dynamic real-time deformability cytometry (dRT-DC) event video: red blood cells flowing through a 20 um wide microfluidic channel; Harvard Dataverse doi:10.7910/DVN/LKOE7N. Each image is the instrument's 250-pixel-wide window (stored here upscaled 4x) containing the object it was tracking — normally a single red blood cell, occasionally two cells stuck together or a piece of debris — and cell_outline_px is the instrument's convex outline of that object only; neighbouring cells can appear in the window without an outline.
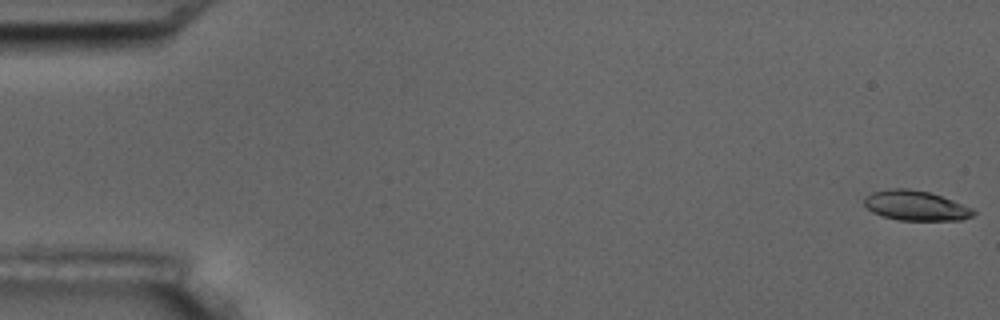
{"species": "common noctule bat (a hibernating species)", "species_latin": "Nyctalus noctula", "temperature_condition": "room temperature", "stored_images_in_passage": 17, "camera_frame_rate_fps": 3000, "um_per_image_px": 0.085, "animal": {"sex": "male", "body_mass_g": 17.5, "forearm_length_mm": 52.3}, "frame": {"image": 1, "passage_image": 1, "time_ms": 0.0, "image_size_px": [1000, 320], "cell_outline_px": [[976, 212], [972, 216], [960, 220], [896, 220], [872, 212], [864, 204], [864, 196], [872, 192], [888, 188], [908, 188], [928, 192], [952, 200], [972, 208]], "centroid_in_image_um": [77.8, 17.47], "position_along_channel_um": 7.2, "area_um2": 18.96}}
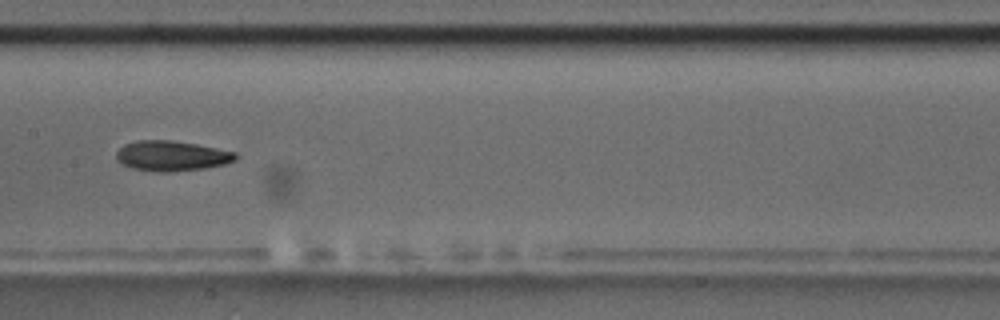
{"frame": {"image": 2, "passage_image": 9, "time_ms": 9.333, "image_size_px": [1000, 320], "cell_outline_px": [[240, 156], [236, 160], [224, 164], [204, 168], [172, 172], [156, 172], [132, 168], [116, 160], [116, 152], [124, 144], [136, 140], [172, 140], [196, 144], [236, 152]], "centroid_in_image_um": [14.6, 13.25], "position_along_channel_um": 192.8, "area_um2": 21.1}}
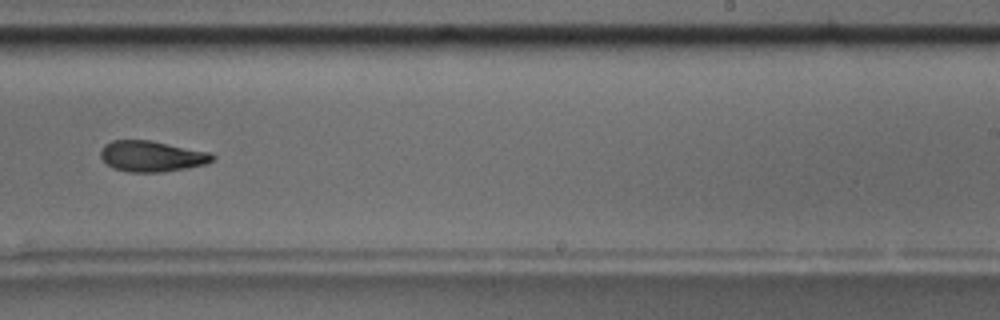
{"frame": {"image": 3, "passage_image": 11, "time_ms": 11.667, "image_size_px": [1000, 320], "cell_outline_px": [[216, 156], [212, 160], [204, 164], [184, 168], [160, 172], [128, 172], [112, 168], [100, 156], [100, 152], [104, 144], [112, 140], [148, 140], [208, 152]], "centroid_in_image_um": [12.84, 13.28], "position_along_channel_um": 276.2, "area_um2": 19.77}, "authors_computed_cell_mechanics": {"area_um2": 20.4034, "velocity_mm_per_s": 3.5821, "shape_relaxation_time_tau1_ms": 3.6625, "shape_relaxation_time_tau2_ms": 3.9155, "deformation_change_tau1": 0.1401, "deformation_change_tau2": 0.1283}}